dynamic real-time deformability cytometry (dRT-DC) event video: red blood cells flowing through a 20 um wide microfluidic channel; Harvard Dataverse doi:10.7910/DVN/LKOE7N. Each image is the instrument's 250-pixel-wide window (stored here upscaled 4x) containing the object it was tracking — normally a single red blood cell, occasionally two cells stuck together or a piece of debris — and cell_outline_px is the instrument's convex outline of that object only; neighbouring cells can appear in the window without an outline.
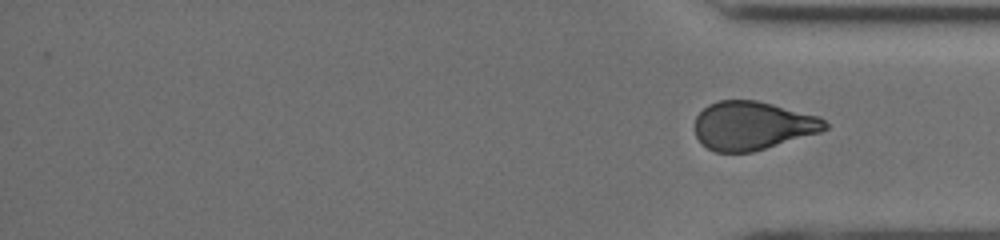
{"species": "human", "species_latin": "Homo sapiens", "temperature_condition": "cold", "stored_images_in_passage": 23, "segment_of_instrument_passage": [2, 2], "camera_frame_rate_fps": 3000, "um_per_image_px": 0.085, "donor": {"sex": "male"}, "frame": {"image": 1, "passage_image": 23, "time_ms": 17.667, "image_size_px": [1000, 240], "cell_outline_px": [[828, 128], [820, 132], [752, 152], [716, 152], [700, 144], [696, 136], [696, 116], [708, 104], [720, 100], [756, 100], [820, 116], [828, 124]], "centroid_in_image_um": [63.96, 10.68], "position_along_channel_um": 371.2, "area_um2": 36.7}}